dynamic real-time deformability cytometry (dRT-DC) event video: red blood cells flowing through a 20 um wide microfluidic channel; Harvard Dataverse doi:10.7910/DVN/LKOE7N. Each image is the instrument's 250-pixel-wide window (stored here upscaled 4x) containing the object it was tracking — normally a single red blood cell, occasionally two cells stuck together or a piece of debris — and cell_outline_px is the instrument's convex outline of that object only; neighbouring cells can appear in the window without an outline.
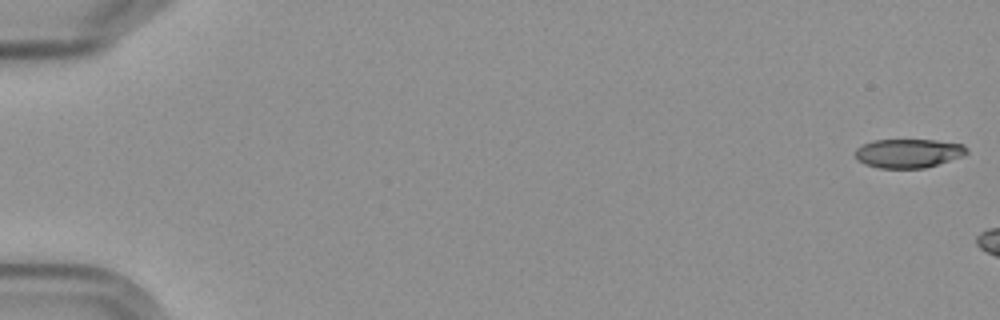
{"species": "Egyptian fruit bat (a non-hibernating species)", "species_latin": "Rousettus aegyptiacus", "temperature_condition": "cold", "stored_images_in_passage": 4, "camera_frame_rate_fps": 3000, "um_per_image_px": 0.085, "frame": {"image": 1, "passage_image": 1, "time_ms": 0.0, "image_size_px": [1000, 320], "cell_outline_px": [[968, 152], [964, 156], [924, 168], [876, 168], [864, 164], [856, 160], [856, 148], [872, 140], [936, 140], [964, 144], [968, 148]], "centroid_in_image_um": [77.22, 13.03], "position_along_channel_um": 7.8, "area_um2": 18.96}}